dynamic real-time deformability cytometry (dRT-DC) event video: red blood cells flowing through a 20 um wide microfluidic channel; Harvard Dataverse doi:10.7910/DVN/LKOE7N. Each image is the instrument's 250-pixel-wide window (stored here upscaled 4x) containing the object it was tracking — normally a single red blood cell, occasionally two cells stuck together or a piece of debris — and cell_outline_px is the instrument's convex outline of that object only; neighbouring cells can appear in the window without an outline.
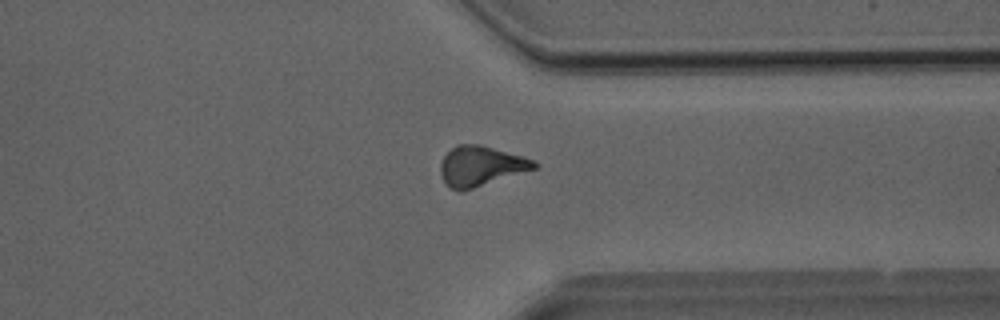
{"species": "Egyptian fruit bat (a non-hibernating species)", "species_latin": "Rousettus aegyptiacus", "temperature_condition": "room temperature", "stored_images_in_passage": 36, "camera_frame_rate_fps": 3000, "um_per_image_px": 0.085, "animal": {"sex": "male"}, "frame": {"image": 1, "passage_image": 28, "time_ms": 9.0, "image_size_px": [1000, 320], "cell_outline_px": [[540, 164], [536, 168], [460, 192], [452, 188], [444, 180], [440, 172], [440, 164], [444, 156], [456, 144], [480, 144], [524, 156]], "centroid_in_image_um": [40.87, 14.09], "position_along_channel_um": 370.5, "area_um2": 21.56}}
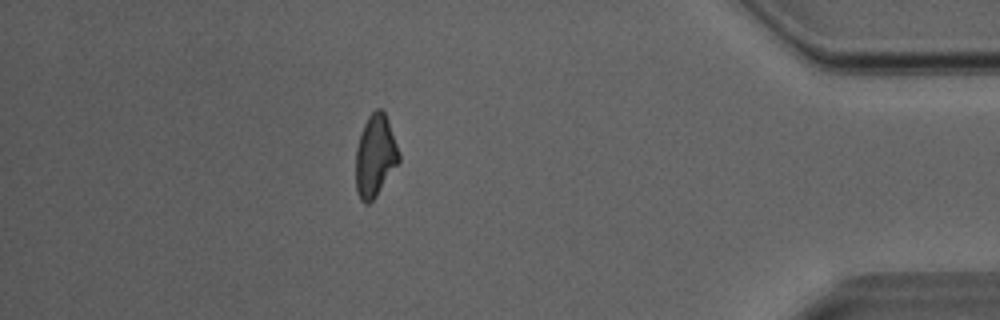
{"frame": {"image": 2, "passage_image": 32, "time_ms": 10.333, "image_size_px": [1000, 320], "cell_outline_px": [[400, 160], [376, 196], [368, 204], [364, 204], [360, 200], [356, 192], [356, 148], [364, 124], [368, 116], [376, 108], [380, 108], [384, 112], [388, 120], [400, 152]], "centroid_in_image_um": [31.89, 13.25], "position_along_channel_um": 403.3, "area_um2": 20.58}}